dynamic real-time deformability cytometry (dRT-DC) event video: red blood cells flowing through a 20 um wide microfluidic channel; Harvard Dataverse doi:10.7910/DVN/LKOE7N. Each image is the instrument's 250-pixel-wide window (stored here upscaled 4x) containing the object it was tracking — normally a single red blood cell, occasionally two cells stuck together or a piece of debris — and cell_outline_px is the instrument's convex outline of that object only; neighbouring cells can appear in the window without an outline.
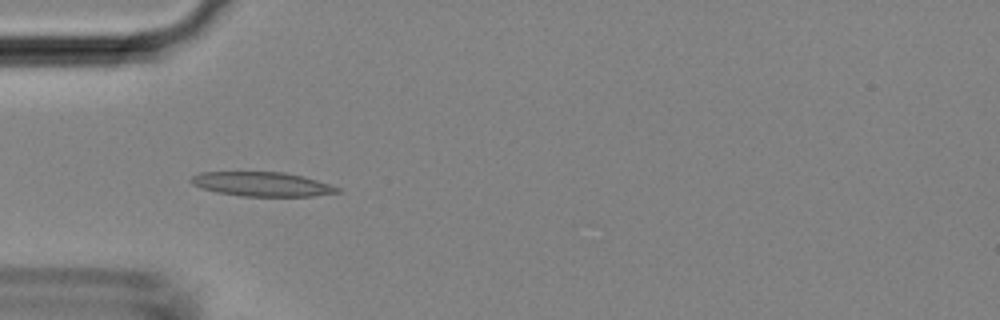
{"species": "Egyptian fruit bat (a non-hibernating species)", "species_latin": "Rousettus aegyptiacus", "temperature_condition": "room temperature", "stored_images_in_passage": 4, "camera_frame_rate_fps": 3000, "um_per_image_px": 0.085, "animal": {"sex": "female"}, "frame": {"image": 1, "passage_image": 3, "time_ms": 0.667, "image_size_px": [1000, 320], "cell_outline_px": [[344, 192], [312, 196], [240, 196], [216, 192], [200, 188], [192, 184], [188, 180], [192, 176], [200, 172], [284, 172], [304, 176], [340, 188]], "centroid_in_image_um": [22.26, 15.65], "position_along_channel_um": 62.7, "area_um2": 20.87}}